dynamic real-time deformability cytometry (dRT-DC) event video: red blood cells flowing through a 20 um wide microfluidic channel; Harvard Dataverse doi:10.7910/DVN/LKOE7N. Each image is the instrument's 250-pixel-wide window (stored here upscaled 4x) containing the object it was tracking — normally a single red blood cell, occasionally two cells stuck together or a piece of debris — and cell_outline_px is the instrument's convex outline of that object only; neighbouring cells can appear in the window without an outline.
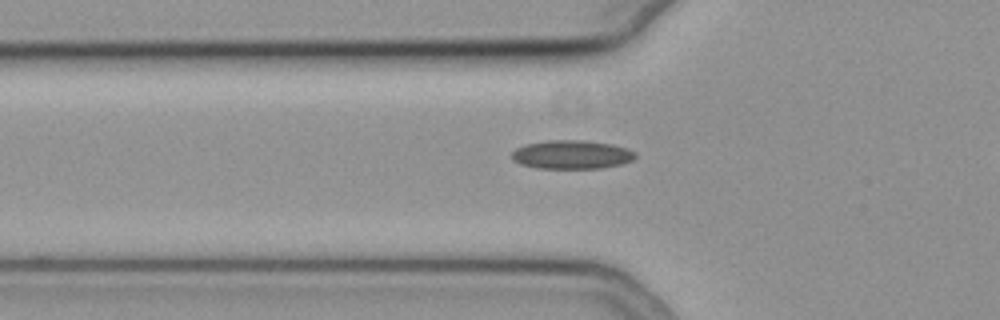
{"species": "common noctule bat (a hibernating species)", "species_latin": "Nyctalus noctula", "temperature_condition": "cold", "stored_images_in_passage": 31, "camera_frame_rate_fps": 3000, "um_per_image_px": 0.085, "animal": {"sex": "female", "body_mass_g": 19.3, "forearm_length_mm": 54.1}, "frame": {"image": 1, "passage_image": 2, "time_ms": 0.333, "image_size_px": [1000, 320], "cell_outline_px": [[636, 156], [632, 160], [620, 164], [600, 168], [536, 168], [520, 164], [512, 160], [512, 152], [516, 148], [524, 144], [548, 140], [584, 140], [612, 144], [628, 148], [636, 152]], "centroid_in_image_um": [48.58, 13.13], "position_along_channel_um": 77.2, "area_um2": 20.75}}
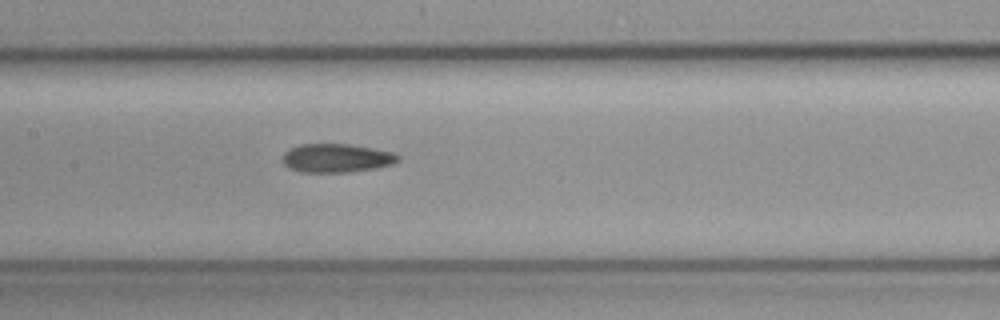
{"frame": {"image": 2, "passage_image": 10, "time_ms": 3.0, "image_size_px": [1000, 320], "cell_outline_px": [[400, 160], [392, 164], [376, 168], [348, 172], [300, 172], [288, 168], [280, 160], [284, 152], [288, 148], [300, 144], [348, 144], [396, 152], [400, 156]], "centroid_in_image_um": [28.58, 13.43], "position_along_channel_um": 178.8, "area_um2": 19.59}}
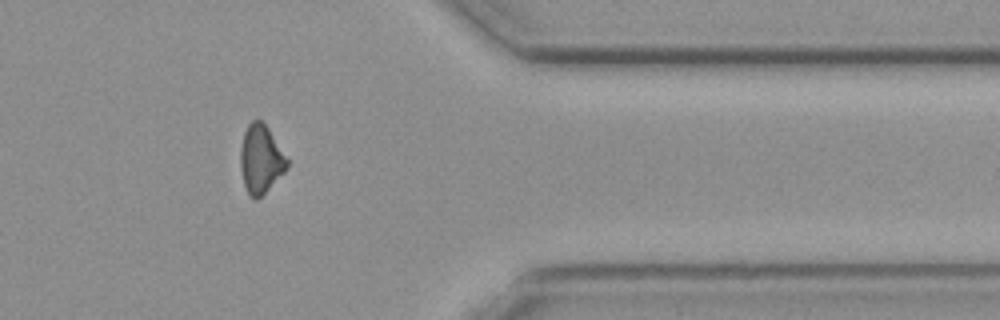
{"frame": {"image": 3, "passage_image": 28, "time_ms": 9.0, "image_size_px": [1000, 320], "cell_outline_px": [[288, 168], [256, 200], [248, 196], [244, 184], [240, 168], [240, 148], [244, 132], [248, 124], [252, 120], [260, 120], [268, 128], [288, 160]], "centroid_in_image_um": [22.14, 13.53], "position_along_channel_um": 389.3, "area_um2": 18.38}}